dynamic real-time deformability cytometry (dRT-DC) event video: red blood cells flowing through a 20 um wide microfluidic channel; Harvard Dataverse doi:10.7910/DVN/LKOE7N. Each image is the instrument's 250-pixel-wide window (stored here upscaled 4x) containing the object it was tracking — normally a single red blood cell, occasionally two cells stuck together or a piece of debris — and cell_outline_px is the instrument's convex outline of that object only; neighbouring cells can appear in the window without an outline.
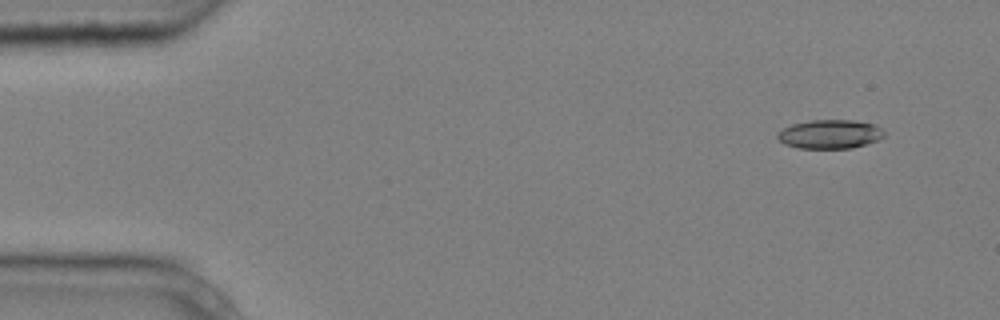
{"species": "common noctule bat (a hibernating species)", "species_latin": "Nyctalus noctula", "temperature_condition": "cold", "stored_images_in_passage": 6, "segment_of_instrument_passage": [1, 2], "camera_frame_rate_fps": 3000, "um_per_image_px": 0.085, "animal": {"sex": "male", "body_mass_g": 20.4}, "frame": {"image": 1, "passage_image": 2, "time_ms": 0.333, "image_size_px": [1000, 320], "cell_outline_px": [[884, 136], [880, 140], [852, 148], [800, 148], [784, 144], [776, 136], [776, 132], [792, 124], [812, 120], [856, 120], [872, 124], [880, 128], [884, 132]], "centroid_in_image_um": [70.54, 11.4], "position_along_channel_um": 14.5, "area_um2": 17.98}}